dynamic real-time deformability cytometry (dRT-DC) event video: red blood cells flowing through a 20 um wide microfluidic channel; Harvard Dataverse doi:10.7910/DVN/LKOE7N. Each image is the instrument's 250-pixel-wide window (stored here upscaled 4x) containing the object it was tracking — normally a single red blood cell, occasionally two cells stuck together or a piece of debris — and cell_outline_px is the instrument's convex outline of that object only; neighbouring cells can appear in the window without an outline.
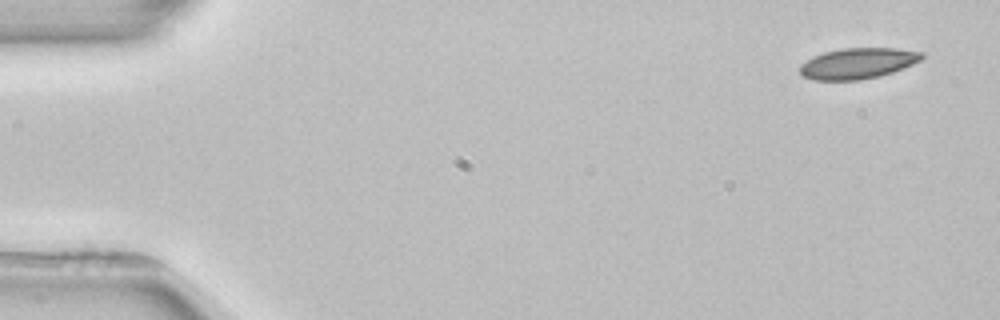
{"species": "common noctule bat (a hibernating species)", "species_latin": "Nyctalus noctula", "temperature_condition": "room temperature", "stored_images_in_passage": 3, "segment_of_instrument_passage": [2, 2], "camera_frame_rate_fps": 3000, "um_per_image_px": 0.085, "animal": {"sex": "female", "body_mass_g": 22.7, "forearm_length_mm": 54.2}, "frame": {"image": 1, "passage_image": 3, "time_ms": 3.0, "image_size_px": [1000, 320], "cell_outline_px": [[924, 56], [920, 60], [904, 68], [880, 76], [860, 80], [812, 80], [804, 76], [800, 72], [800, 64], [812, 56], [824, 52], [844, 48], [896, 48], [924, 52]], "centroid_in_image_um": [72.91, 5.38], "position_along_channel_um": 12.1, "area_um2": 21.96}}